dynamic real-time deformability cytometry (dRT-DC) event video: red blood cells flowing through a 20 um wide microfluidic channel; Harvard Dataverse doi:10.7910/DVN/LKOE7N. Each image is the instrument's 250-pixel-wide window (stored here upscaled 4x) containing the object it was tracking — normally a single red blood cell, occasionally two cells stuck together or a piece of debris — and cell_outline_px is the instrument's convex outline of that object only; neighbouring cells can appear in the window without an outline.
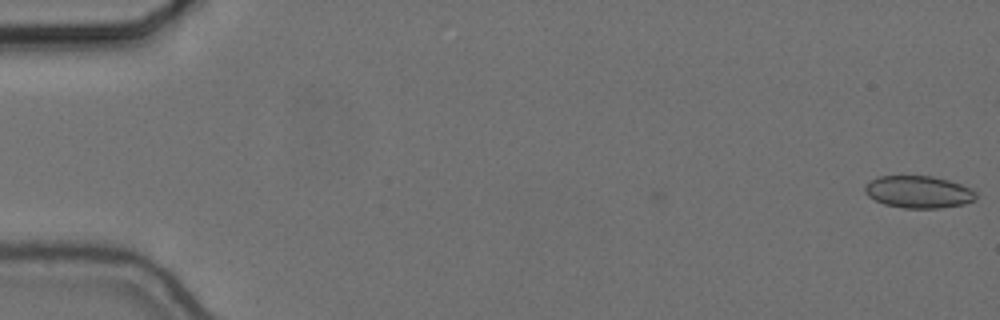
{"species": "common noctule bat (a hibernating species)", "species_latin": "Nyctalus noctula", "temperature_condition": "cold", "stored_images_in_passage": 3, "camera_frame_rate_fps": 3000, "um_per_image_px": 0.085, "animal": {"sex": "female", "body_mass_g": 24.6, "forearm_length_mm": 56.2}, "frame": {"image": 1, "passage_image": 1, "time_ms": 0.0, "image_size_px": [1000, 320], "cell_outline_px": [[976, 200], [964, 204], [940, 208], [904, 208], [884, 204], [868, 196], [864, 192], [864, 184], [868, 180], [880, 176], [932, 176], [948, 180], [972, 188], [976, 192]], "centroid_in_image_um": [78.06, 16.31], "position_along_channel_um": 6.9, "area_um2": 21.04}}